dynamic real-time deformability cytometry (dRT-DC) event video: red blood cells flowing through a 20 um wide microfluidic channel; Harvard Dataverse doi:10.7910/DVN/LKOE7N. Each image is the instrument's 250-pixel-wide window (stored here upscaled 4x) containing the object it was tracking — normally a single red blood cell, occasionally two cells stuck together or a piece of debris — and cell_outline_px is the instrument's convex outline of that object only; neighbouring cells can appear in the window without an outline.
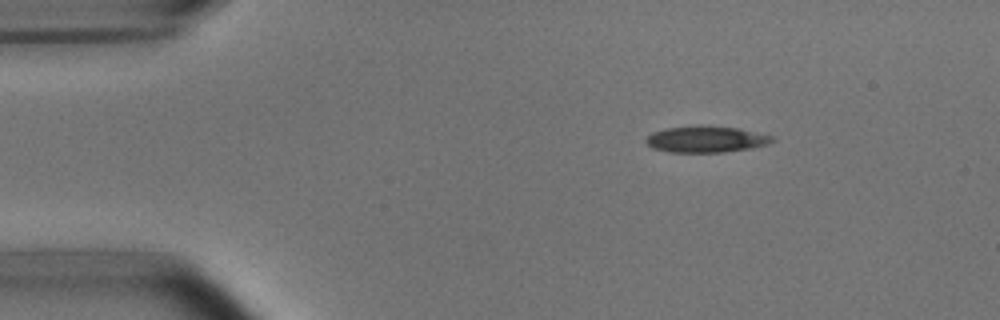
{"species": "common noctule bat (a hibernating species)", "species_latin": "Nyctalus noctula", "temperature_condition": "room temperature", "stored_images_in_passage": 3, "camera_frame_rate_fps": 3000, "um_per_image_px": 0.085, "animal": {"sex": "male", "body_mass_g": 15.6}, "frame": {"image": 1, "passage_image": 3, "time_ms": 2.333, "image_size_px": [1000, 320], "cell_outline_px": [[776, 140], [768, 144], [748, 148], [724, 152], [672, 152], [652, 148], [644, 140], [652, 132], [664, 128], [696, 124], [740, 128], [772, 136]], "centroid_in_image_um": [59.99, 11.81], "position_along_channel_um": 25.0, "area_um2": 19.59}}